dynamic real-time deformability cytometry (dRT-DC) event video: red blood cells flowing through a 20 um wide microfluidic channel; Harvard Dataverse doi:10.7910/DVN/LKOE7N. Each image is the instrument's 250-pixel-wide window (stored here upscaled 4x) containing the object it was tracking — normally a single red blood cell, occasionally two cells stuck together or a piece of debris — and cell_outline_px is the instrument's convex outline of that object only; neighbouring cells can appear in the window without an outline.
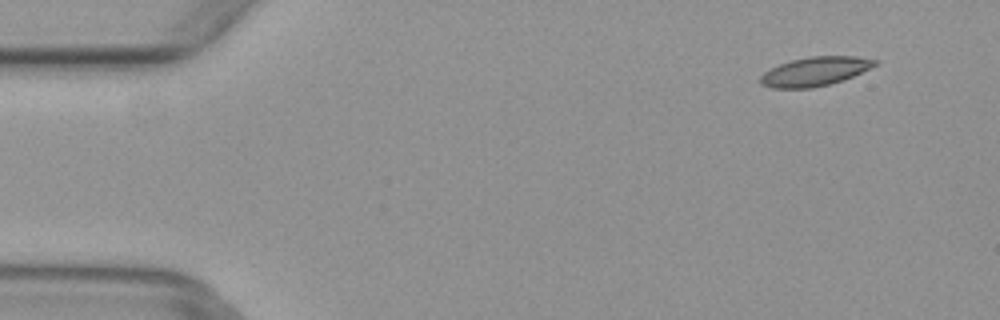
{"species": "common noctule bat (a hibernating species)", "species_latin": "Nyctalus noctula", "temperature_condition": "warm", "stored_images_in_passage": 5, "camera_frame_rate_fps": 3000, "um_per_image_px": 0.085, "animal": {"sex": "female", "body_mass_g": 29.2, "forearm_length_mm": 56.3}, "frame": {"image": 1, "passage_image": 1, "time_ms": 0.0, "image_size_px": [1000, 320], "cell_outline_px": [[880, 64], [852, 76], [828, 84], [812, 88], [772, 88], [760, 84], [760, 76], [764, 72], [780, 64], [792, 60], [812, 56], [856, 56], [880, 60]], "centroid_in_image_um": [69.3, 6.06], "position_along_channel_um": 15.7, "area_um2": 19.25}}
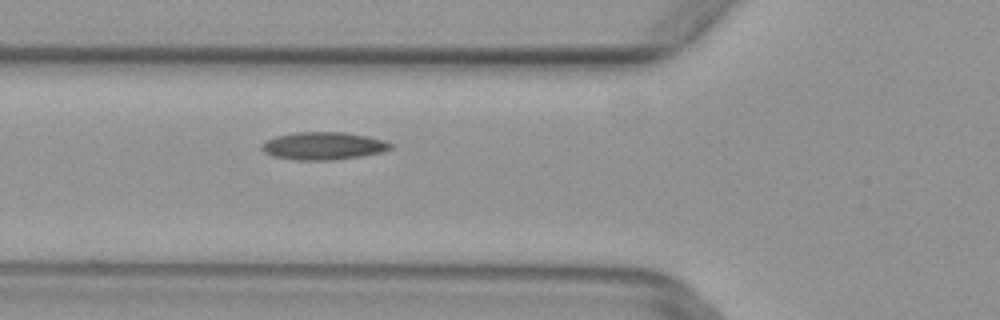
{"frame": {"image": 2, "passage_image": 5, "time_ms": 1.333, "image_size_px": [1000, 320], "cell_outline_px": [[392, 148], [384, 152], [360, 156], [332, 160], [296, 160], [272, 156], [264, 152], [260, 148], [260, 144], [276, 136], [292, 132], [344, 132], [368, 136], [384, 140], [392, 144]], "centroid_in_image_um": [27.47, 12.4], "position_along_channel_um": 98.3, "area_um2": 20.92}}